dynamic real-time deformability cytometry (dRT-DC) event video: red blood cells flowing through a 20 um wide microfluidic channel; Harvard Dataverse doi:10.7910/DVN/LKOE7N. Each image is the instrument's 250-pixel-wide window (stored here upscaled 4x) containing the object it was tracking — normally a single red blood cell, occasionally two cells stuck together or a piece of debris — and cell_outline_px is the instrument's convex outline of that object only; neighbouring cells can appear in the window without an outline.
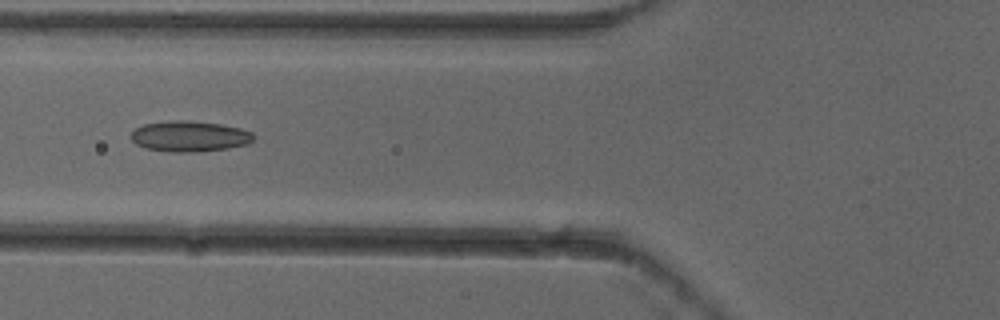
{"species": "common noctule bat (a hibernating species)", "species_latin": "Nyctalus noctula", "temperature_condition": "cold", "stored_images_in_passage": 5, "camera_frame_rate_fps": 3000, "um_per_image_px": 0.085, "animal": {"sex": "female"}, "frame": {"image": 1, "passage_image": 5, "time_ms": 1.333, "image_size_px": [1000, 320], "cell_outline_px": [[252, 140], [248, 144], [228, 148], [196, 152], [168, 152], [144, 148], [136, 144], [128, 136], [136, 128], [144, 124], [168, 120], [188, 120], [220, 124], [240, 128], [252, 132]], "centroid_in_image_um": [16.06, 11.58], "position_along_channel_um": 109.7, "area_um2": 22.08}}